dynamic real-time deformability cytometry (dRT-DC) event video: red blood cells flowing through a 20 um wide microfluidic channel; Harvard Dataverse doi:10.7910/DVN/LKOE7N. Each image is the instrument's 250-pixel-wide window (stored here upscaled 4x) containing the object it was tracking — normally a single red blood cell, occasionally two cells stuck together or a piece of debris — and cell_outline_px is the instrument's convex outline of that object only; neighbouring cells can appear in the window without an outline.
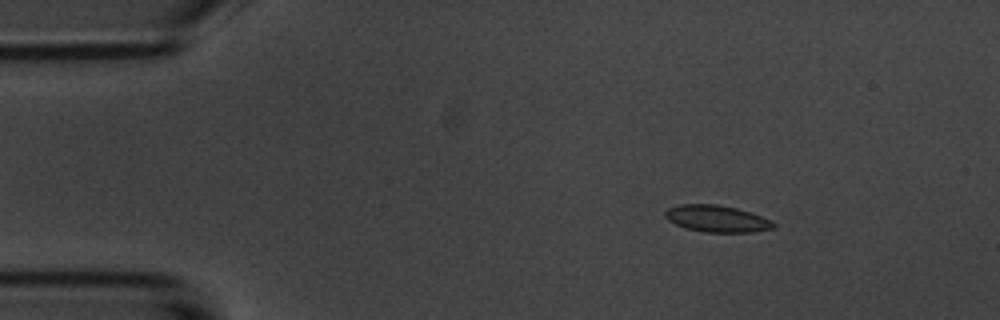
{"species": "common noctule bat (a hibernating species)", "species_latin": "Nyctalus noctula", "temperature_condition": "room temperature", "stored_images_in_passage": 5, "camera_frame_rate_fps": 3000, "um_per_image_px": 0.085, "animal": {"sex": "male", "body_mass_g": 20.1, "forearm_length_mm": 53.5}, "frame": {"image": 1, "passage_image": 3, "time_ms": 2.333, "image_size_px": [1000, 320], "cell_outline_px": [[776, 228], [752, 232], [704, 232], [684, 228], [668, 220], [664, 216], [664, 212], [668, 208], [680, 204], [716, 204], [736, 208], [772, 220], [776, 224]], "centroid_in_image_um": [60.92, 18.59], "position_along_channel_um": 24.1, "area_um2": 16.94}}